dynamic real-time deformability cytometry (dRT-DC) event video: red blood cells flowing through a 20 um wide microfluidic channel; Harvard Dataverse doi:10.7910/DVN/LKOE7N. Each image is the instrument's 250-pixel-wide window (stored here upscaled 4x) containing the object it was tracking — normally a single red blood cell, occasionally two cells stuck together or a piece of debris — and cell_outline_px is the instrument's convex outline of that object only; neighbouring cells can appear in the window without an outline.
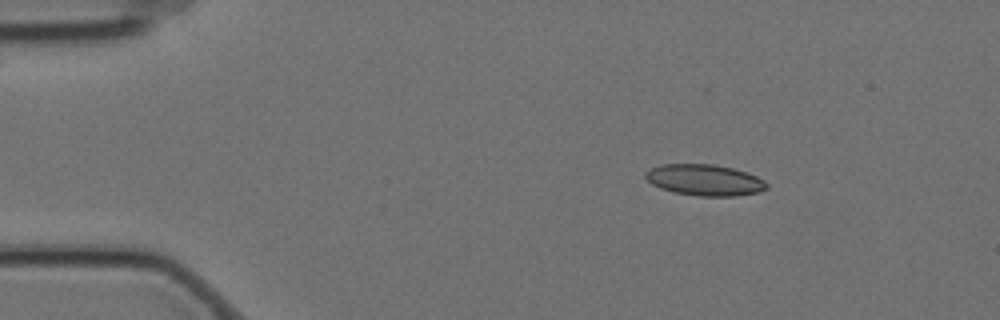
{"species": "Egyptian fruit bat (a non-hibernating species)", "species_latin": "Rousettus aegyptiacus", "temperature_condition": "cold", "stored_images_in_passage": 4, "camera_frame_rate_fps": 3000, "um_per_image_px": 0.085, "animal": {"sex": "female"}, "frame": {"image": 1, "passage_image": 1, "time_ms": 0.0, "image_size_px": [1000, 320], "cell_outline_px": [[768, 188], [760, 192], [736, 196], [700, 196], [672, 192], [660, 188], [652, 184], [644, 176], [644, 172], [660, 164], [712, 164], [732, 168], [748, 172], [764, 180], [768, 184]], "centroid_in_image_um": [59.9, 15.3], "position_along_channel_um": 25.1, "area_um2": 22.2}}
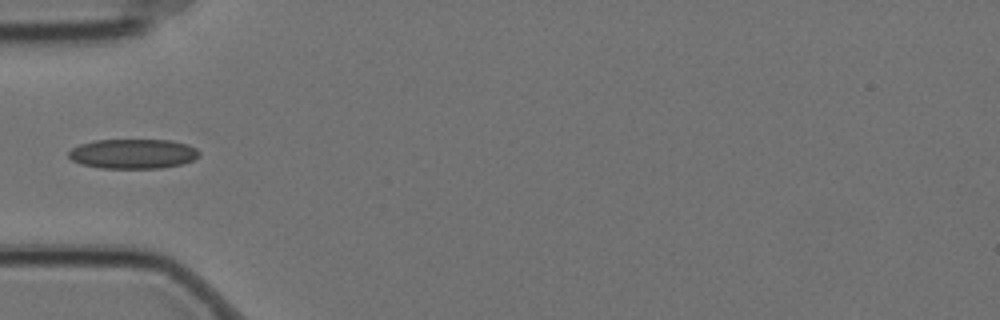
{"frame": {"image": 2, "passage_image": 4, "time_ms": 1.0, "image_size_px": [1000, 320], "cell_outline_px": [[200, 156], [192, 160], [180, 164], [160, 168], [100, 168], [80, 164], [72, 160], [68, 156], [68, 152], [72, 148], [80, 144], [96, 140], [172, 140], [188, 144], [196, 148], [200, 152]], "centroid_in_image_um": [11.31, 13.07], "position_along_channel_um": 73.7, "area_um2": 22.66}}